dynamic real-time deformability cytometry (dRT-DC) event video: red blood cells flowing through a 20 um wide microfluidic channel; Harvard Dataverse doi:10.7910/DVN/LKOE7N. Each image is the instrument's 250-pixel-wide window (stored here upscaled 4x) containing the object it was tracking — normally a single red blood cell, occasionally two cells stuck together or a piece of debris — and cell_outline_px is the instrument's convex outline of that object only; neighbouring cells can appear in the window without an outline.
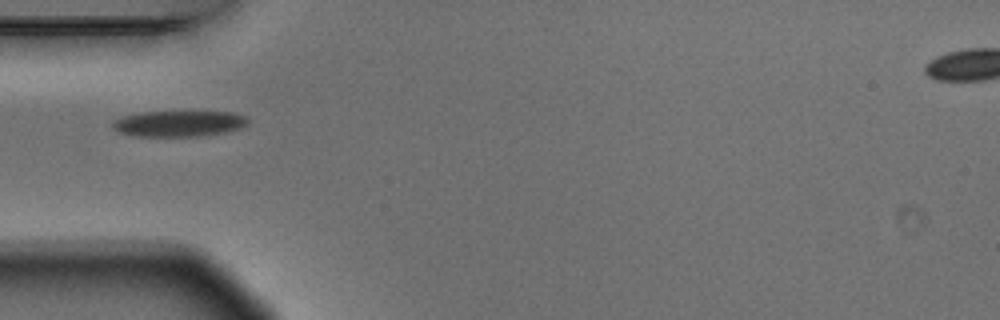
{"species": "Egyptian fruit bat (a non-hibernating species)", "species_latin": "Rousettus aegyptiacus", "temperature_condition": "warm", "stored_images_in_passage": 2, "camera_frame_rate_fps": 3000, "um_per_image_px": 0.085, "animal": {"sex": "male"}, "frame": {"image": 1, "passage_image": 1, "time_ms": 0.0, "image_size_px": [1000, 320], "cell_outline_px": [[248, 124], [240, 128], [224, 132], [204, 136], [136, 136], [120, 132], [112, 128], [112, 124], [116, 120], [124, 116], [140, 112], [232, 112], [248, 116]], "centroid_in_image_um": [15.25, 10.5], "position_along_channel_um": 69.8, "area_um2": 20.35}}
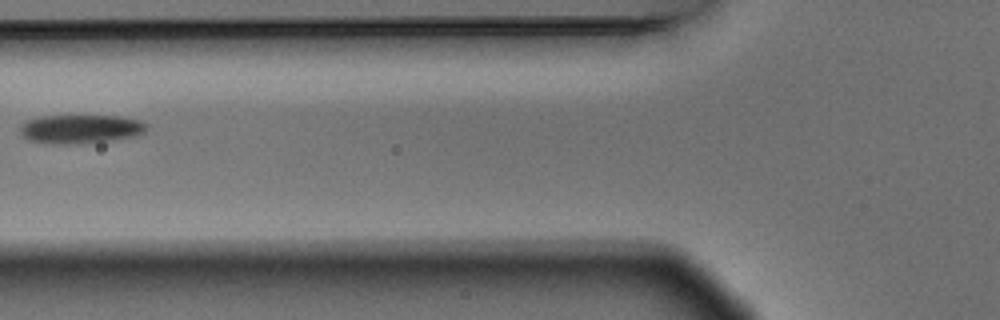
{"frame": {"image": 2, "passage_image": 2, "time_ms": 0.333, "image_size_px": [1000, 320], "cell_outline_px": [[148, 128], [140, 136], [112, 140], [80, 144], [56, 144], [28, 140], [20, 132], [20, 124], [28, 120], [44, 116], [120, 116], [140, 120], [148, 124]], "centroid_in_image_um": [6.91, 10.97], "position_along_channel_um": 118.9, "area_um2": 21.44}}